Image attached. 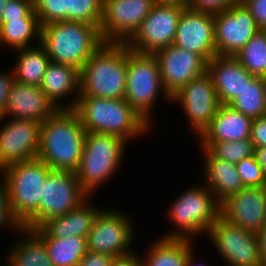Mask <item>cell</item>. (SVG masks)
<instances>
[{
    "instance_id": "6da1fadb",
    "label": "cell",
    "mask_w": 266,
    "mask_h": 266,
    "mask_svg": "<svg viewBox=\"0 0 266 266\" xmlns=\"http://www.w3.org/2000/svg\"><path fill=\"white\" fill-rule=\"evenodd\" d=\"M85 137L78 114L73 109H58L41 124L37 158L52 170L76 172Z\"/></svg>"
},
{
    "instance_id": "7a4b0ae2",
    "label": "cell",
    "mask_w": 266,
    "mask_h": 266,
    "mask_svg": "<svg viewBox=\"0 0 266 266\" xmlns=\"http://www.w3.org/2000/svg\"><path fill=\"white\" fill-rule=\"evenodd\" d=\"M73 110L86 132L114 135L126 142L146 134L151 126L125 99L79 96Z\"/></svg>"
},
{
    "instance_id": "3957f363",
    "label": "cell",
    "mask_w": 266,
    "mask_h": 266,
    "mask_svg": "<svg viewBox=\"0 0 266 266\" xmlns=\"http://www.w3.org/2000/svg\"><path fill=\"white\" fill-rule=\"evenodd\" d=\"M127 66V43L104 42L80 70L79 96L124 99Z\"/></svg>"
},
{
    "instance_id": "277c9868",
    "label": "cell",
    "mask_w": 266,
    "mask_h": 266,
    "mask_svg": "<svg viewBox=\"0 0 266 266\" xmlns=\"http://www.w3.org/2000/svg\"><path fill=\"white\" fill-rule=\"evenodd\" d=\"M51 170L38 158L13 163L0 170L13 215L25 229L38 227L39 201Z\"/></svg>"
},
{
    "instance_id": "5b68a950",
    "label": "cell",
    "mask_w": 266,
    "mask_h": 266,
    "mask_svg": "<svg viewBox=\"0 0 266 266\" xmlns=\"http://www.w3.org/2000/svg\"><path fill=\"white\" fill-rule=\"evenodd\" d=\"M103 43L100 30L91 24L65 20L41 26L40 44L50 60L78 70Z\"/></svg>"
},
{
    "instance_id": "8992f818",
    "label": "cell",
    "mask_w": 266,
    "mask_h": 266,
    "mask_svg": "<svg viewBox=\"0 0 266 266\" xmlns=\"http://www.w3.org/2000/svg\"><path fill=\"white\" fill-rule=\"evenodd\" d=\"M168 217L177 229L163 234L166 239L194 240V236L208 233L221 216V204L210 189L202 184L188 187L168 208Z\"/></svg>"
},
{
    "instance_id": "52a82bcc",
    "label": "cell",
    "mask_w": 266,
    "mask_h": 266,
    "mask_svg": "<svg viewBox=\"0 0 266 266\" xmlns=\"http://www.w3.org/2000/svg\"><path fill=\"white\" fill-rule=\"evenodd\" d=\"M127 144L114 135L86 132L76 175L81 187L90 197L118 172L123 164Z\"/></svg>"
},
{
    "instance_id": "ba28073f",
    "label": "cell",
    "mask_w": 266,
    "mask_h": 266,
    "mask_svg": "<svg viewBox=\"0 0 266 266\" xmlns=\"http://www.w3.org/2000/svg\"><path fill=\"white\" fill-rule=\"evenodd\" d=\"M160 95L171 102V97L163 87L155 56L135 52L128 47L125 101L150 124L154 120L153 107Z\"/></svg>"
},
{
    "instance_id": "9c48e42d",
    "label": "cell",
    "mask_w": 266,
    "mask_h": 266,
    "mask_svg": "<svg viewBox=\"0 0 266 266\" xmlns=\"http://www.w3.org/2000/svg\"><path fill=\"white\" fill-rule=\"evenodd\" d=\"M186 4L155 2L138 31L127 42L130 50L153 54L173 45L177 24Z\"/></svg>"
},
{
    "instance_id": "30bf717a",
    "label": "cell",
    "mask_w": 266,
    "mask_h": 266,
    "mask_svg": "<svg viewBox=\"0 0 266 266\" xmlns=\"http://www.w3.org/2000/svg\"><path fill=\"white\" fill-rule=\"evenodd\" d=\"M128 217L115 208H102L87 235V250L114 258L131 254L135 228Z\"/></svg>"
},
{
    "instance_id": "8fae6325",
    "label": "cell",
    "mask_w": 266,
    "mask_h": 266,
    "mask_svg": "<svg viewBox=\"0 0 266 266\" xmlns=\"http://www.w3.org/2000/svg\"><path fill=\"white\" fill-rule=\"evenodd\" d=\"M207 234L227 266L262 265L257 233L244 230L220 216Z\"/></svg>"
},
{
    "instance_id": "7c38bea8",
    "label": "cell",
    "mask_w": 266,
    "mask_h": 266,
    "mask_svg": "<svg viewBox=\"0 0 266 266\" xmlns=\"http://www.w3.org/2000/svg\"><path fill=\"white\" fill-rule=\"evenodd\" d=\"M90 196L83 190L76 172L51 170L44 183L38 207V227L47 219L78 208Z\"/></svg>"
},
{
    "instance_id": "4fadbf2b",
    "label": "cell",
    "mask_w": 266,
    "mask_h": 266,
    "mask_svg": "<svg viewBox=\"0 0 266 266\" xmlns=\"http://www.w3.org/2000/svg\"><path fill=\"white\" fill-rule=\"evenodd\" d=\"M172 102L182 107L190 129L198 137L210 125L220 106L212 78L207 72L182 87L171 97Z\"/></svg>"
},
{
    "instance_id": "5bb4252c",
    "label": "cell",
    "mask_w": 266,
    "mask_h": 266,
    "mask_svg": "<svg viewBox=\"0 0 266 266\" xmlns=\"http://www.w3.org/2000/svg\"><path fill=\"white\" fill-rule=\"evenodd\" d=\"M154 0H104L100 33L104 42L127 43L149 15Z\"/></svg>"
},
{
    "instance_id": "9a60e30c",
    "label": "cell",
    "mask_w": 266,
    "mask_h": 266,
    "mask_svg": "<svg viewBox=\"0 0 266 266\" xmlns=\"http://www.w3.org/2000/svg\"><path fill=\"white\" fill-rule=\"evenodd\" d=\"M250 11L237 2L214 14L215 46L218 56H235L259 31Z\"/></svg>"
},
{
    "instance_id": "2e32d148",
    "label": "cell",
    "mask_w": 266,
    "mask_h": 266,
    "mask_svg": "<svg viewBox=\"0 0 266 266\" xmlns=\"http://www.w3.org/2000/svg\"><path fill=\"white\" fill-rule=\"evenodd\" d=\"M163 87L170 97L207 72L208 61L201 55L170 45L153 53Z\"/></svg>"
},
{
    "instance_id": "e0dca14e",
    "label": "cell",
    "mask_w": 266,
    "mask_h": 266,
    "mask_svg": "<svg viewBox=\"0 0 266 266\" xmlns=\"http://www.w3.org/2000/svg\"><path fill=\"white\" fill-rule=\"evenodd\" d=\"M0 118V170L17 162L38 157L40 147V122L10 118L6 123Z\"/></svg>"
},
{
    "instance_id": "ac0fdd59",
    "label": "cell",
    "mask_w": 266,
    "mask_h": 266,
    "mask_svg": "<svg viewBox=\"0 0 266 266\" xmlns=\"http://www.w3.org/2000/svg\"><path fill=\"white\" fill-rule=\"evenodd\" d=\"M173 45L197 53L207 61L217 56L214 14L186 6L180 15Z\"/></svg>"
},
{
    "instance_id": "d6986e66",
    "label": "cell",
    "mask_w": 266,
    "mask_h": 266,
    "mask_svg": "<svg viewBox=\"0 0 266 266\" xmlns=\"http://www.w3.org/2000/svg\"><path fill=\"white\" fill-rule=\"evenodd\" d=\"M221 216L254 233L266 224V187H245L221 204Z\"/></svg>"
},
{
    "instance_id": "ffe728a7",
    "label": "cell",
    "mask_w": 266,
    "mask_h": 266,
    "mask_svg": "<svg viewBox=\"0 0 266 266\" xmlns=\"http://www.w3.org/2000/svg\"><path fill=\"white\" fill-rule=\"evenodd\" d=\"M58 109L47 98L40 86L14 81L4 110V117L44 122Z\"/></svg>"
},
{
    "instance_id": "44dd1931",
    "label": "cell",
    "mask_w": 266,
    "mask_h": 266,
    "mask_svg": "<svg viewBox=\"0 0 266 266\" xmlns=\"http://www.w3.org/2000/svg\"><path fill=\"white\" fill-rule=\"evenodd\" d=\"M220 104H230L254 77L234 56H214L207 65Z\"/></svg>"
},
{
    "instance_id": "7402d4cb",
    "label": "cell",
    "mask_w": 266,
    "mask_h": 266,
    "mask_svg": "<svg viewBox=\"0 0 266 266\" xmlns=\"http://www.w3.org/2000/svg\"><path fill=\"white\" fill-rule=\"evenodd\" d=\"M253 119L228 104H220L198 143H217L250 139Z\"/></svg>"
},
{
    "instance_id": "603a6c76",
    "label": "cell",
    "mask_w": 266,
    "mask_h": 266,
    "mask_svg": "<svg viewBox=\"0 0 266 266\" xmlns=\"http://www.w3.org/2000/svg\"><path fill=\"white\" fill-rule=\"evenodd\" d=\"M40 87L57 109H74L80 94V70L51 61ZM73 93H76V97L68 104H59L62 98L70 97L69 95H74Z\"/></svg>"
},
{
    "instance_id": "cb8c5ba5",
    "label": "cell",
    "mask_w": 266,
    "mask_h": 266,
    "mask_svg": "<svg viewBox=\"0 0 266 266\" xmlns=\"http://www.w3.org/2000/svg\"><path fill=\"white\" fill-rule=\"evenodd\" d=\"M201 150L203 161H205L203 164L204 184L215 195L220 204L245 188L236 164L217 159L206 149Z\"/></svg>"
},
{
    "instance_id": "d4e9b609",
    "label": "cell",
    "mask_w": 266,
    "mask_h": 266,
    "mask_svg": "<svg viewBox=\"0 0 266 266\" xmlns=\"http://www.w3.org/2000/svg\"><path fill=\"white\" fill-rule=\"evenodd\" d=\"M89 199L91 197L63 216L47 219L39 227L49 237L65 238L76 235L87 238L98 213L102 210L92 206Z\"/></svg>"
},
{
    "instance_id": "484cf974",
    "label": "cell",
    "mask_w": 266,
    "mask_h": 266,
    "mask_svg": "<svg viewBox=\"0 0 266 266\" xmlns=\"http://www.w3.org/2000/svg\"><path fill=\"white\" fill-rule=\"evenodd\" d=\"M17 234H20L19 237L24 235L21 241L18 239V243L13 242L5 257L4 266H54L44 241L33 230L23 228Z\"/></svg>"
},
{
    "instance_id": "4316f807",
    "label": "cell",
    "mask_w": 266,
    "mask_h": 266,
    "mask_svg": "<svg viewBox=\"0 0 266 266\" xmlns=\"http://www.w3.org/2000/svg\"><path fill=\"white\" fill-rule=\"evenodd\" d=\"M159 239V240H158ZM193 240L157 238L142 257L143 266H184L194 252Z\"/></svg>"
},
{
    "instance_id": "83f0119b",
    "label": "cell",
    "mask_w": 266,
    "mask_h": 266,
    "mask_svg": "<svg viewBox=\"0 0 266 266\" xmlns=\"http://www.w3.org/2000/svg\"><path fill=\"white\" fill-rule=\"evenodd\" d=\"M46 246L48 256L54 266H78L87 252L85 237L69 236L65 238L49 237L40 227L32 229Z\"/></svg>"
},
{
    "instance_id": "f1b7e54d",
    "label": "cell",
    "mask_w": 266,
    "mask_h": 266,
    "mask_svg": "<svg viewBox=\"0 0 266 266\" xmlns=\"http://www.w3.org/2000/svg\"><path fill=\"white\" fill-rule=\"evenodd\" d=\"M14 78L23 84L40 86L45 71L51 62L48 53L41 44L15 50ZM18 55V56H17ZM16 65V66H15Z\"/></svg>"
},
{
    "instance_id": "f546056e",
    "label": "cell",
    "mask_w": 266,
    "mask_h": 266,
    "mask_svg": "<svg viewBox=\"0 0 266 266\" xmlns=\"http://www.w3.org/2000/svg\"><path fill=\"white\" fill-rule=\"evenodd\" d=\"M40 37L41 25L38 19H15L0 23V45L10 47L12 51L32 47L35 40L40 44Z\"/></svg>"
},
{
    "instance_id": "4dcf8cb0",
    "label": "cell",
    "mask_w": 266,
    "mask_h": 266,
    "mask_svg": "<svg viewBox=\"0 0 266 266\" xmlns=\"http://www.w3.org/2000/svg\"><path fill=\"white\" fill-rule=\"evenodd\" d=\"M229 105L252 119L266 116V78L253 77Z\"/></svg>"
},
{
    "instance_id": "1f68e13d",
    "label": "cell",
    "mask_w": 266,
    "mask_h": 266,
    "mask_svg": "<svg viewBox=\"0 0 266 266\" xmlns=\"http://www.w3.org/2000/svg\"><path fill=\"white\" fill-rule=\"evenodd\" d=\"M254 77L266 78V30H259L234 56Z\"/></svg>"
},
{
    "instance_id": "d6a6232c",
    "label": "cell",
    "mask_w": 266,
    "mask_h": 266,
    "mask_svg": "<svg viewBox=\"0 0 266 266\" xmlns=\"http://www.w3.org/2000/svg\"><path fill=\"white\" fill-rule=\"evenodd\" d=\"M200 149L208 150L215 158L237 164L244 158L254 156L256 149L250 139L217 142L199 143Z\"/></svg>"
},
{
    "instance_id": "836d02e7",
    "label": "cell",
    "mask_w": 266,
    "mask_h": 266,
    "mask_svg": "<svg viewBox=\"0 0 266 266\" xmlns=\"http://www.w3.org/2000/svg\"><path fill=\"white\" fill-rule=\"evenodd\" d=\"M104 0H68V21L91 24L100 30Z\"/></svg>"
},
{
    "instance_id": "e575fe53",
    "label": "cell",
    "mask_w": 266,
    "mask_h": 266,
    "mask_svg": "<svg viewBox=\"0 0 266 266\" xmlns=\"http://www.w3.org/2000/svg\"><path fill=\"white\" fill-rule=\"evenodd\" d=\"M34 10L41 26L68 21V0H34Z\"/></svg>"
},
{
    "instance_id": "d590c367",
    "label": "cell",
    "mask_w": 266,
    "mask_h": 266,
    "mask_svg": "<svg viewBox=\"0 0 266 266\" xmlns=\"http://www.w3.org/2000/svg\"><path fill=\"white\" fill-rule=\"evenodd\" d=\"M236 167L245 187H266V176L256 155L244 158Z\"/></svg>"
},
{
    "instance_id": "8d00e7d4",
    "label": "cell",
    "mask_w": 266,
    "mask_h": 266,
    "mask_svg": "<svg viewBox=\"0 0 266 266\" xmlns=\"http://www.w3.org/2000/svg\"><path fill=\"white\" fill-rule=\"evenodd\" d=\"M15 19H38L34 10V0H9L3 10L0 23Z\"/></svg>"
},
{
    "instance_id": "74e56055",
    "label": "cell",
    "mask_w": 266,
    "mask_h": 266,
    "mask_svg": "<svg viewBox=\"0 0 266 266\" xmlns=\"http://www.w3.org/2000/svg\"><path fill=\"white\" fill-rule=\"evenodd\" d=\"M11 226V230L21 231L23 226L13 215L5 185L0 181V230Z\"/></svg>"
},
{
    "instance_id": "f35d334b",
    "label": "cell",
    "mask_w": 266,
    "mask_h": 266,
    "mask_svg": "<svg viewBox=\"0 0 266 266\" xmlns=\"http://www.w3.org/2000/svg\"><path fill=\"white\" fill-rule=\"evenodd\" d=\"M236 0H187L186 6L207 13H219L236 4Z\"/></svg>"
},
{
    "instance_id": "ab89813d",
    "label": "cell",
    "mask_w": 266,
    "mask_h": 266,
    "mask_svg": "<svg viewBox=\"0 0 266 266\" xmlns=\"http://www.w3.org/2000/svg\"><path fill=\"white\" fill-rule=\"evenodd\" d=\"M242 3L250 11L256 26L266 30V0H244Z\"/></svg>"
},
{
    "instance_id": "60d3db41",
    "label": "cell",
    "mask_w": 266,
    "mask_h": 266,
    "mask_svg": "<svg viewBox=\"0 0 266 266\" xmlns=\"http://www.w3.org/2000/svg\"><path fill=\"white\" fill-rule=\"evenodd\" d=\"M250 140L255 149L266 146V116L253 119Z\"/></svg>"
},
{
    "instance_id": "b9f144b4",
    "label": "cell",
    "mask_w": 266,
    "mask_h": 266,
    "mask_svg": "<svg viewBox=\"0 0 266 266\" xmlns=\"http://www.w3.org/2000/svg\"><path fill=\"white\" fill-rule=\"evenodd\" d=\"M15 81L14 72H0V118L4 117V110L7 104L8 96Z\"/></svg>"
},
{
    "instance_id": "7bdbcfd3",
    "label": "cell",
    "mask_w": 266,
    "mask_h": 266,
    "mask_svg": "<svg viewBox=\"0 0 266 266\" xmlns=\"http://www.w3.org/2000/svg\"><path fill=\"white\" fill-rule=\"evenodd\" d=\"M113 259L114 257L110 255L87 250L79 261L78 266H111Z\"/></svg>"
},
{
    "instance_id": "ee69618b",
    "label": "cell",
    "mask_w": 266,
    "mask_h": 266,
    "mask_svg": "<svg viewBox=\"0 0 266 266\" xmlns=\"http://www.w3.org/2000/svg\"><path fill=\"white\" fill-rule=\"evenodd\" d=\"M141 257L133 251L129 255L114 258L111 266H143Z\"/></svg>"
},
{
    "instance_id": "f6af8a7d",
    "label": "cell",
    "mask_w": 266,
    "mask_h": 266,
    "mask_svg": "<svg viewBox=\"0 0 266 266\" xmlns=\"http://www.w3.org/2000/svg\"><path fill=\"white\" fill-rule=\"evenodd\" d=\"M259 256L263 265L266 266V224L257 233Z\"/></svg>"
},
{
    "instance_id": "bcb514c9",
    "label": "cell",
    "mask_w": 266,
    "mask_h": 266,
    "mask_svg": "<svg viewBox=\"0 0 266 266\" xmlns=\"http://www.w3.org/2000/svg\"><path fill=\"white\" fill-rule=\"evenodd\" d=\"M255 155L266 176V146L256 149Z\"/></svg>"
},
{
    "instance_id": "7dc6e473",
    "label": "cell",
    "mask_w": 266,
    "mask_h": 266,
    "mask_svg": "<svg viewBox=\"0 0 266 266\" xmlns=\"http://www.w3.org/2000/svg\"><path fill=\"white\" fill-rule=\"evenodd\" d=\"M195 257L193 256V252L189 255V257L187 258L186 262H185V265L184 266H199L198 265H195ZM201 266V265H200ZM205 266V265H204ZM208 266V265H206Z\"/></svg>"
},
{
    "instance_id": "c3c4849f",
    "label": "cell",
    "mask_w": 266,
    "mask_h": 266,
    "mask_svg": "<svg viewBox=\"0 0 266 266\" xmlns=\"http://www.w3.org/2000/svg\"><path fill=\"white\" fill-rule=\"evenodd\" d=\"M155 2L186 4L187 0H154Z\"/></svg>"
},
{
    "instance_id": "681fc988",
    "label": "cell",
    "mask_w": 266,
    "mask_h": 266,
    "mask_svg": "<svg viewBox=\"0 0 266 266\" xmlns=\"http://www.w3.org/2000/svg\"><path fill=\"white\" fill-rule=\"evenodd\" d=\"M9 0H0V20H1V16L3 13V10L6 6V4L8 3Z\"/></svg>"
},
{
    "instance_id": "f907efd6",
    "label": "cell",
    "mask_w": 266,
    "mask_h": 266,
    "mask_svg": "<svg viewBox=\"0 0 266 266\" xmlns=\"http://www.w3.org/2000/svg\"><path fill=\"white\" fill-rule=\"evenodd\" d=\"M236 1L242 3L244 0H236Z\"/></svg>"
}]
</instances>
